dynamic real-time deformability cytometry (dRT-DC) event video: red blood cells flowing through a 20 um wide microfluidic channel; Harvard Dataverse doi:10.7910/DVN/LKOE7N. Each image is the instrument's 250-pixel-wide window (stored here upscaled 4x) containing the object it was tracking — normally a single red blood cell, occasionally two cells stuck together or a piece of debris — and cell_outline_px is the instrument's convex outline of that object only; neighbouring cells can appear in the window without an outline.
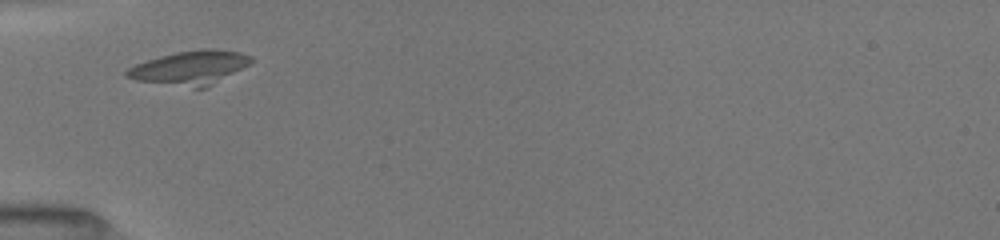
{"species": "common noctule bat (a hibernating species)", "species_latin": "Nyctalus noctula", "temperature_condition": "room temperature", "stored_images_in_passage": 9, "camera_frame_rate_fps": 3000, "um_per_image_px": 0.085, "animal": {"sex": "female", "body_mass_g": 19.5, "forearm_length_mm": 54.1}, "frame": {"image": 1, "passage_image": 1, "time_ms": 0.0, "image_size_px": [1000, 240], "cell_outline_px": [[252, 60], [248, 64], [208, 88], [196, 88], [136, 80], [124, 76], [124, 72], [128, 68], [136, 64], [160, 56], [176, 52], [200, 48], [212, 48], [240, 52], [252, 56]], "centroid_in_image_um": [16.15, 5.75], "position_along_channel_um": 68.8, "area_um2": 24.45}}
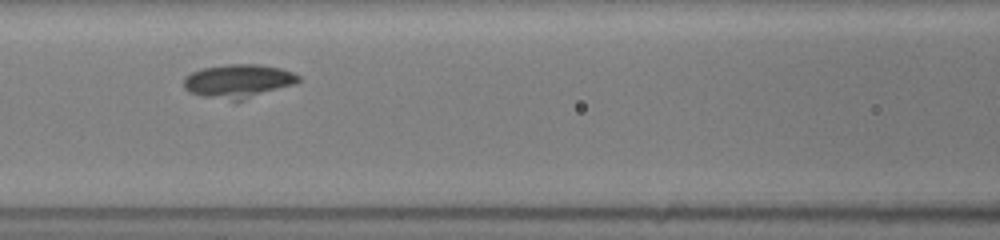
{"frame": {"image": 2, "passage_image": 5, "time_ms": 2.0, "image_size_px": [1000, 240], "cell_outline_px": [[300, 80], [296, 84], [244, 100], [232, 100], [200, 96], [188, 92], [184, 88], [184, 76], [192, 72], [204, 68], [224, 64], [256, 64], [280, 68], [292, 72], [300, 76]], "centroid_in_image_um": [20.25, 6.89], "position_along_channel_um": 146.3, "area_um2": 22.54}}
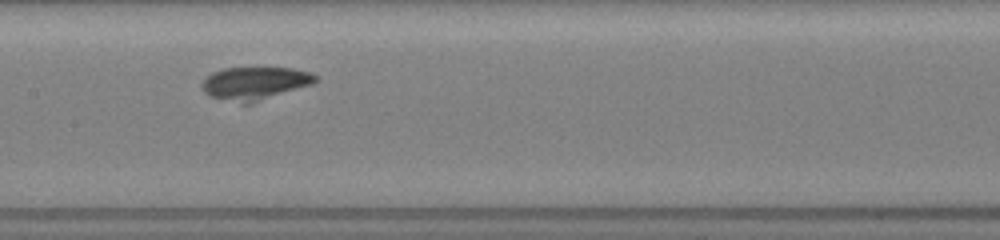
{"frame": {"image": 3, "passage_image": 8, "time_ms": 3.0, "image_size_px": [1000, 240], "cell_outline_px": [[316, 80], [312, 84], [252, 104], [244, 104], [208, 96], [204, 92], [200, 84], [212, 72], [224, 68], [292, 68], [308, 72], [316, 76]], "centroid_in_image_um": [21.62, 7.09], "position_along_channel_um": 185.8, "area_um2": 21.79}}